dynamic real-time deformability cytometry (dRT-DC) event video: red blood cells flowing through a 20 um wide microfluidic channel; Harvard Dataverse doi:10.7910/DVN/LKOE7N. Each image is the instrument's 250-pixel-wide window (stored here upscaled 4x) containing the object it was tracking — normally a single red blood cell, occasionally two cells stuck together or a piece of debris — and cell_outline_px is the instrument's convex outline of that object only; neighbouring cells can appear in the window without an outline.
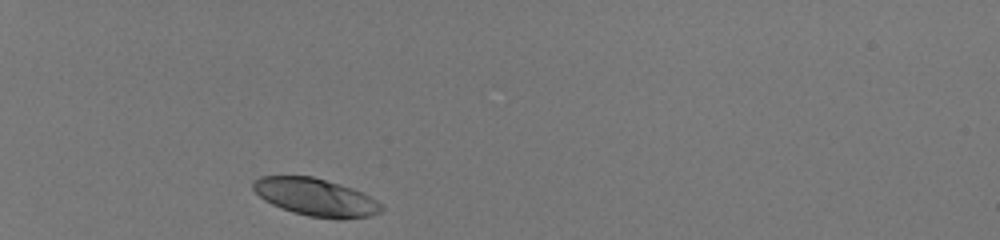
{"species": "human", "species_latin": "Homo sapiens", "temperature_condition": "room temperature", "stored_images_in_passage": 32, "camera_frame_rate_fps": 3000, "um_per_image_px": 0.085, "donor": {"sex": "male"}, "frame": {"image": 1, "passage_image": 1, "time_ms": 0.0, "image_size_px": [1000, 240], "cell_outline_px": [[384, 208], [380, 212], [368, 216], [340, 220], [336, 220], [308, 216], [292, 212], [272, 204], [264, 200], [252, 188], [252, 180], [260, 176], [312, 176], [340, 184], [352, 188], [384, 204]], "centroid_in_image_um": [26.83, 16.77], "position_along_channel_um": 58.2, "area_um2": 28.21}}
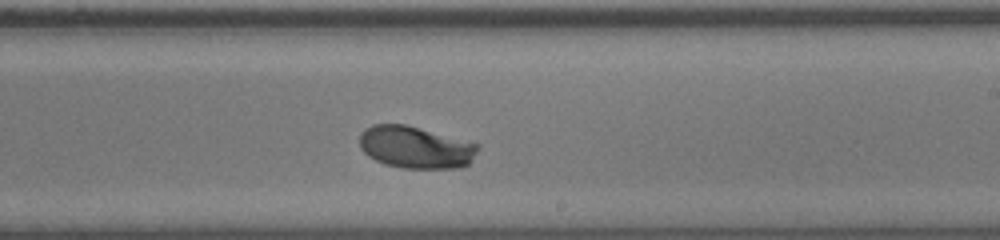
{"frame": {"image": 2, "passage_image": 19, "time_ms": 6.0, "image_size_px": [1000, 240], "cell_outline_px": [[480, 148], [468, 164], [460, 168], [400, 168], [384, 164], [368, 156], [360, 148], [360, 132], [364, 128], [372, 124], [404, 124], [480, 144]], "centroid_in_image_um": [35.3, 12.52], "position_along_channel_um": 253.7, "area_um2": 29.13}}
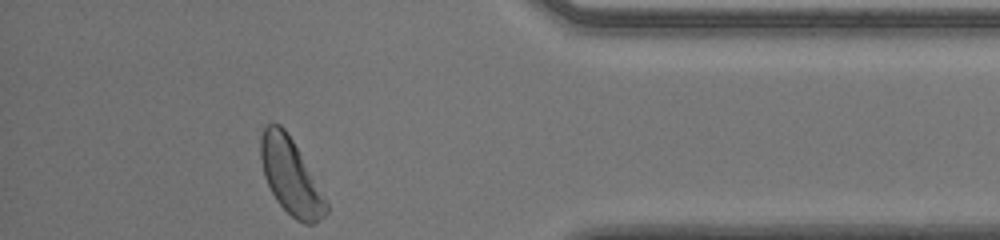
{"frame": {"image": 3, "passage_image": 32, "time_ms": 10.333, "image_size_px": [1000, 240], "cell_outline_px": [[328, 212], [324, 216], [312, 224], [304, 224], [296, 220], [276, 200], [264, 176], [260, 160], [260, 136], [264, 128], [268, 124], [280, 124], [284, 128], [292, 140], [324, 196], [328, 204]], "centroid_in_image_um": [24.68, 15.0], "position_along_channel_um": 410.5, "area_um2": 28.32}, "authors_computed_cell_mechanics": {"area_um2": 28.8133, "velocity_mm_per_s": 3.9994, "shape_relaxation_time_tau1_ms": 2.3009, "shape_relaxation_time_tau2_ms": null, "deformation_change_tau1": 0.1666, "deformation_change_tau2": null}}